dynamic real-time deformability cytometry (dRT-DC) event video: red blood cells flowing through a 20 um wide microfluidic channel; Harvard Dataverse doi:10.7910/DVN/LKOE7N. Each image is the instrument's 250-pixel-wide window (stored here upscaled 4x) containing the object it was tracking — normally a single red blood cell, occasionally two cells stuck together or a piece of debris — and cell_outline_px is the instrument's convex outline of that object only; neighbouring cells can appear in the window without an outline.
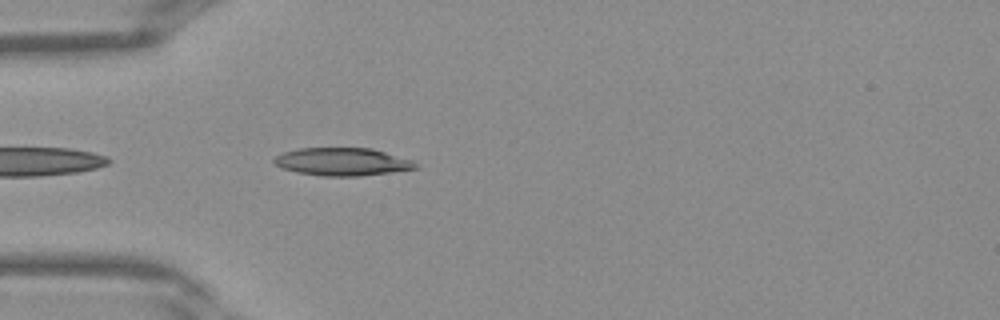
{"species": "Egyptian fruit bat (a non-hibernating species)", "species_latin": "Rousettus aegyptiacus", "temperature_condition": "warm", "stored_images_in_passage": 31, "camera_frame_rate_fps": 3000, "um_per_image_px": 0.085, "frame": {"image": 1, "passage_image": 3, "time_ms": 0.667, "image_size_px": [1000, 320], "cell_outline_px": [[416, 168], [392, 172], [360, 176], [324, 176], [296, 172], [280, 168], [272, 164], [272, 160], [276, 156], [284, 152], [300, 148], [372, 148], [412, 160], [416, 164]], "centroid_in_image_um": [29.04, 13.75], "position_along_channel_um": 56.0, "area_um2": 22.95}}
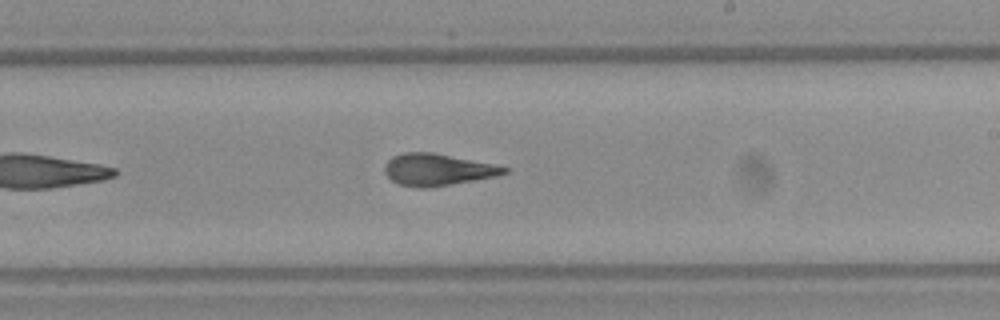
{"frame": {"image": 2, "passage_image": 15, "time_ms": 4.667, "image_size_px": [1000, 320], "cell_outline_px": [[508, 172], [496, 176], [428, 188], [420, 188], [400, 184], [392, 180], [384, 172], [384, 164], [392, 156], [404, 152], [432, 152], [496, 164], [508, 168]], "centroid_in_image_um": [37.17, 14.41], "position_along_channel_um": 251.8, "area_um2": 22.14}}
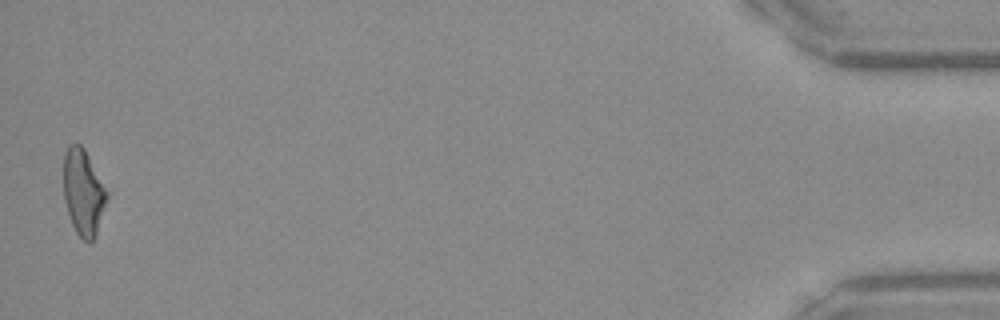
{"frame": {"image": 3, "passage_image": 31, "time_ms": 10.0, "image_size_px": [1000, 320], "cell_outline_px": [[108, 196], [96, 236], [88, 244], [76, 232], [72, 224], [64, 200], [64, 152], [68, 144], [80, 144], [84, 148], [108, 192]], "centroid_in_image_um": [7.08, 16.35], "position_along_channel_um": 428.1, "area_um2": 21.62}}